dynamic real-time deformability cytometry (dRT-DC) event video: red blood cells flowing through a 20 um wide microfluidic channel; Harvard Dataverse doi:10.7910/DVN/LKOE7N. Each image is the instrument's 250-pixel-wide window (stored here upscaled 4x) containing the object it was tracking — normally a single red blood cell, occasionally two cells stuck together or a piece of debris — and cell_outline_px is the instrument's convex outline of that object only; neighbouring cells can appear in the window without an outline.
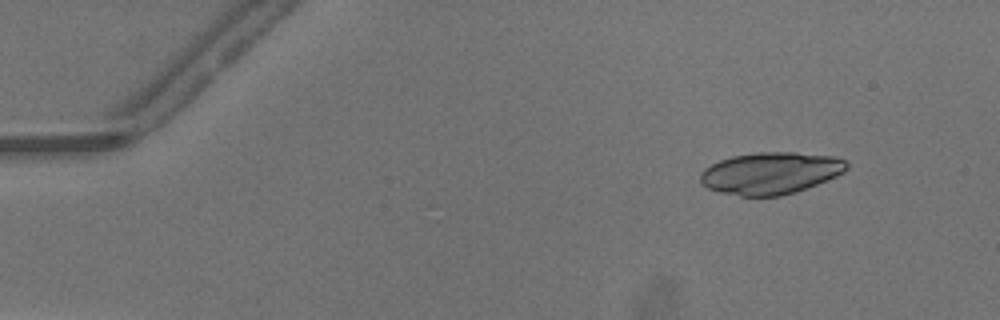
{"species": "common noctule bat (a hibernating species)", "species_latin": "Nyctalus noctula", "temperature_condition": "warm", "stored_images_in_passage": 50, "camera_frame_rate_fps": 3000, "um_per_image_px": 0.085, "animal": {"sex": "male", "body_mass_g": 13.3}, "frame": {"image": 1, "passage_image": 6, "time_ms": 1.667, "image_size_px": [1000, 320], "cell_outline_px": [[848, 168], [844, 172], [836, 176], [796, 192], [780, 196], [740, 196], [720, 192], [708, 188], [700, 184], [700, 172], [704, 168], [720, 160], [732, 156], [756, 152], [792, 152], [836, 156], [844, 160], [848, 164]], "centroid_in_image_um": [65.48, 14.71], "position_along_channel_um": 19.5, "area_um2": 35.89}}